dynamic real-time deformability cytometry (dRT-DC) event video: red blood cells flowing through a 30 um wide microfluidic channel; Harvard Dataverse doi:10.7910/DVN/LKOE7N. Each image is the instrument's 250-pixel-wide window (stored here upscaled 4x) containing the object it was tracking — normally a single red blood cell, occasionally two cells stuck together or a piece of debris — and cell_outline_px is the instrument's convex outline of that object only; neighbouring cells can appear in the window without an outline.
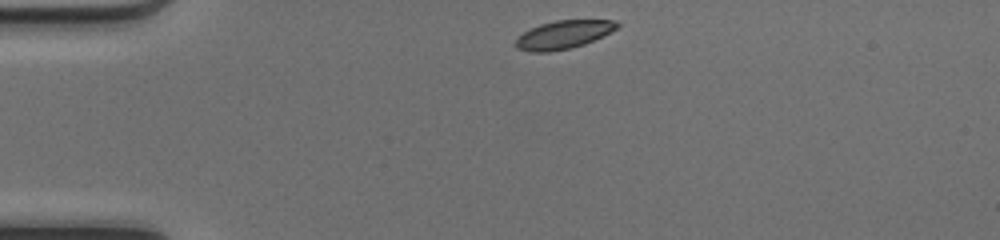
{"species": "common noctule bat (a hibernating species)", "species_latin": "Nyctalus noctula", "temperature_condition": "cold", "stored_images_in_passage": 39, "camera_frame_rate_fps": 3000, "um_per_image_px": 0.085, "animal": {"sex": "female", "body_mass_g": 17.0, "forearm_length_mm": 48.0}, "frame": {"image": 1, "passage_image": 1, "time_ms": 0.0, "image_size_px": [1000, 240], "cell_outline_px": [[620, 24], [616, 28], [584, 44], [568, 48], [548, 52], [528, 52], [516, 48], [516, 40], [524, 32], [540, 24], [556, 20], [616, 20]], "centroid_in_image_um": [47.86, 2.94], "position_along_channel_um": 37.1, "area_um2": 16.3}}
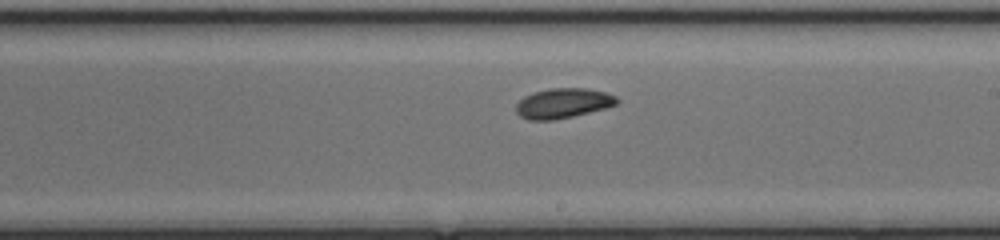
{"frame": {"image": 2, "passage_image": 19, "time_ms": 6.0, "image_size_px": [1000, 240], "cell_outline_px": [[620, 100], [616, 104], [608, 108], [572, 116], [552, 120], [528, 120], [520, 116], [516, 112], [516, 104], [524, 96], [532, 92], [552, 88], [588, 88], [604, 92], [616, 96]], "centroid_in_image_um": [47.86, 8.77], "position_along_channel_um": 241.1, "area_um2": 17.69}}
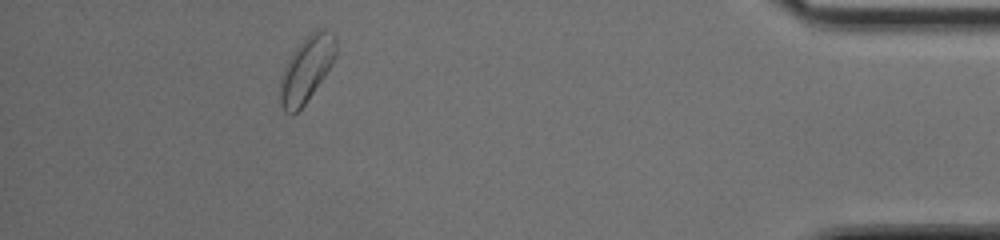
{"frame": {"image": 3, "passage_image": 35, "time_ms": 11.333, "image_size_px": [1000, 240], "cell_outline_px": [[336, 56], [332, 64], [324, 76], [304, 104], [292, 116], [284, 112], [280, 104], [280, 80], [284, 68], [292, 52], [316, 28], [324, 28], [336, 36]], "centroid_in_image_um": [26.05, 5.88], "position_along_channel_um": 409.1, "area_um2": 21.1}, "authors_computed_cell_mechanics": {"area_um2": 17.7446, "velocity_mm_per_s": 4.1406, "shape_relaxation_time_tau1_ms": 3.6766, "shape_relaxation_time_tau2_ms": null, "deformation_change_tau1": 0.1173, "deformation_change_tau2": null}}